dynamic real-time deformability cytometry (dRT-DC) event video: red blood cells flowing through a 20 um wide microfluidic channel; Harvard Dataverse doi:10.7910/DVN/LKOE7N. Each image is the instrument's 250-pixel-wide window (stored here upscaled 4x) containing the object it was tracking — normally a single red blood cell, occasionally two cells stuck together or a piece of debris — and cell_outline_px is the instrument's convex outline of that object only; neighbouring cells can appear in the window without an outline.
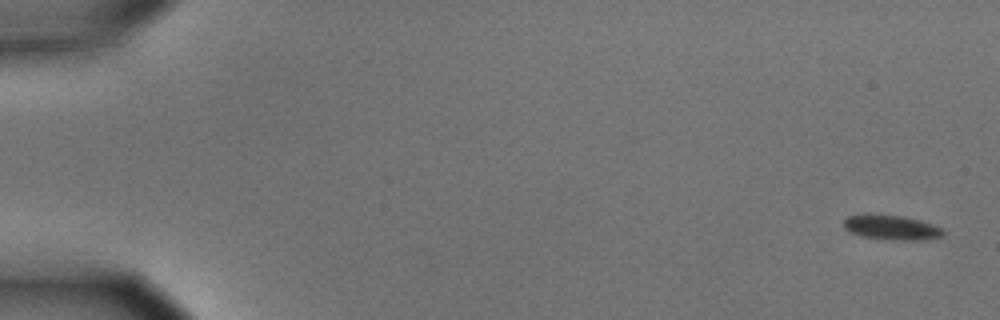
{"species": "common noctule bat (a hibernating species)", "species_latin": "Nyctalus noctula", "temperature_condition": "cold", "stored_images_in_passage": 6, "segment_of_instrument_passage": [2, 2], "camera_frame_rate_fps": 3000, "um_per_image_px": 0.085, "animal": {"sex": "male", "body_mass_g": 15.6}, "frame": {"image": 1, "passage_image": 6, "time_ms": 1.667, "image_size_px": [1000, 320], "cell_outline_px": [[944, 236], [928, 240], [896, 240], [864, 236], [852, 232], [844, 228], [844, 220], [848, 216], [864, 212], [868, 212], [904, 216], [920, 220], [944, 228]], "centroid_in_image_um": [75.81, 19.3], "position_along_channel_um": 9.2, "area_um2": 14.74}}